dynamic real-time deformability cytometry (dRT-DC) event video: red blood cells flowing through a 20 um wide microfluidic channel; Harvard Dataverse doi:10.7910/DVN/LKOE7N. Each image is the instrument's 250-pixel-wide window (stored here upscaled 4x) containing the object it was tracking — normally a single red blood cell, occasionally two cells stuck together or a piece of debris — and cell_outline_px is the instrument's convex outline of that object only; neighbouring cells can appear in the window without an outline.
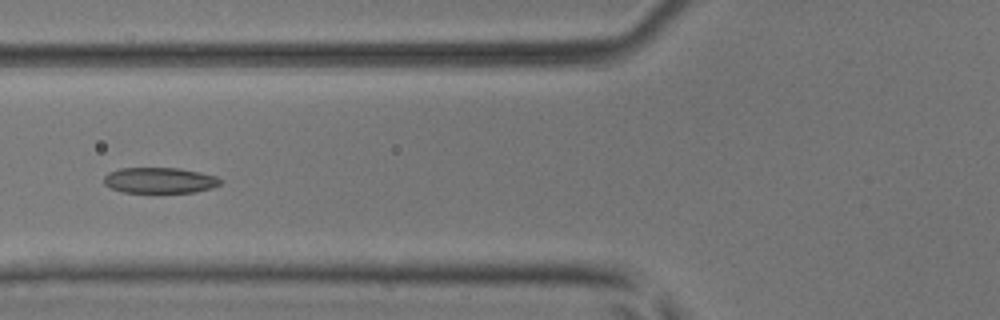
{"species": "common noctule bat (a hibernating species)", "species_latin": "Nyctalus noctula", "temperature_condition": "room temperature", "stored_images_in_passage": 22, "camera_frame_rate_fps": 3000, "um_per_image_px": 0.085, "animal": {"sex": "male", "body_mass_g": 17.9, "forearm_length_mm": 54.2}, "frame": {"image": 1, "passage_image": 7, "time_ms": 2.0, "image_size_px": [1000, 320], "cell_outline_px": [[220, 184], [212, 188], [196, 192], [124, 192], [112, 188], [104, 184], [104, 176], [108, 172], [120, 168], [180, 168], [200, 172], [216, 176], [220, 180]], "centroid_in_image_um": [13.57, 15.32], "position_along_channel_um": 112.2, "area_um2": 17.4}}
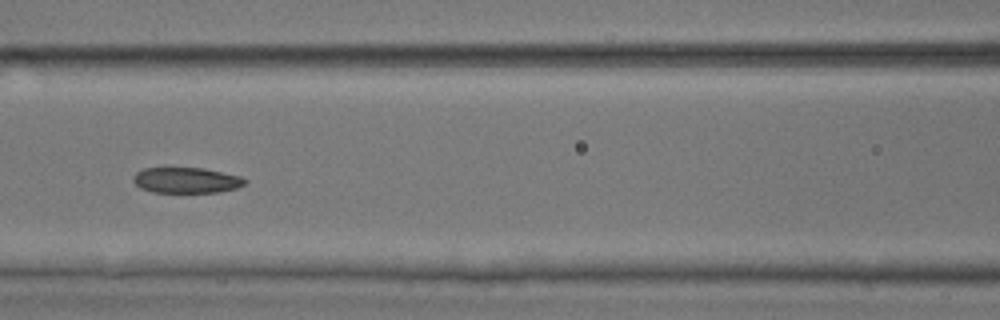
{"frame": {"image": 2, "passage_image": 10, "time_ms": 3.0, "image_size_px": [1000, 320], "cell_outline_px": [[248, 180], [244, 184], [236, 188], [216, 192], [152, 192], [140, 188], [132, 180], [132, 176], [136, 172], [144, 168], [164, 164], [204, 168], [240, 176]], "centroid_in_image_um": [15.74, 15.26], "position_along_channel_um": 150.9, "area_um2": 17.51}}
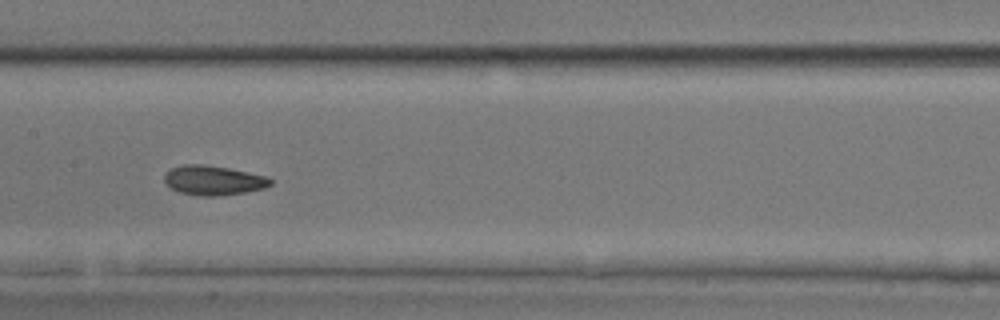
{"frame": {"image": 3, "passage_image": 13, "time_ms": 4.0, "image_size_px": [1000, 320], "cell_outline_px": [[272, 184], [264, 188], [244, 192], [220, 196], [200, 196], [180, 192], [172, 188], [164, 180], [164, 176], [172, 168], [184, 164], [204, 164], [228, 168], [248, 172], [264, 176], [272, 180]], "centroid_in_image_um": [18.14, 15.33], "position_along_channel_um": 189.3, "area_um2": 18.03}}